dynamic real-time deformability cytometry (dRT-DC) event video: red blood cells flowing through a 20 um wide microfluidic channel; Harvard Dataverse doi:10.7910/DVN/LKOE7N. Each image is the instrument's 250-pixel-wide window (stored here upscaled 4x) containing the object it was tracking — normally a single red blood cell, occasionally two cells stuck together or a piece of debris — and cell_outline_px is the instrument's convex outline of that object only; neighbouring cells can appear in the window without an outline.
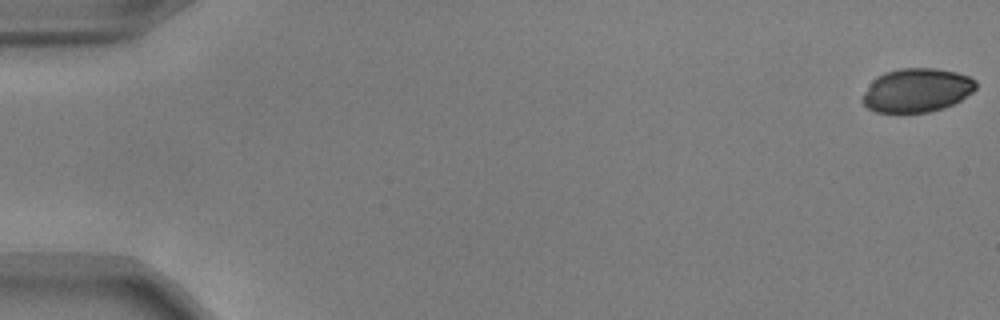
{"species": "common noctule bat (a hibernating species)", "species_latin": "Nyctalus noctula", "temperature_condition": "warm", "stored_images_in_passage": 54, "camera_frame_rate_fps": 3000, "um_per_image_px": 0.085, "animal": {"sex": "male", "body_mass_g": 17.9, "forearm_length_mm": 54.2}, "frame": {"image": 1, "passage_image": 1, "time_ms": 0.0, "image_size_px": [1000, 320], "cell_outline_px": [[976, 88], [972, 92], [960, 100], [944, 108], [928, 112], [876, 112], [868, 108], [860, 100], [864, 92], [872, 80], [876, 76], [884, 72], [900, 68], [936, 68], [956, 72], [968, 76], [976, 80]], "centroid_in_image_um": [77.9, 7.66], "position_along_channel_um": 7.1, "area_um2": 29.02}}
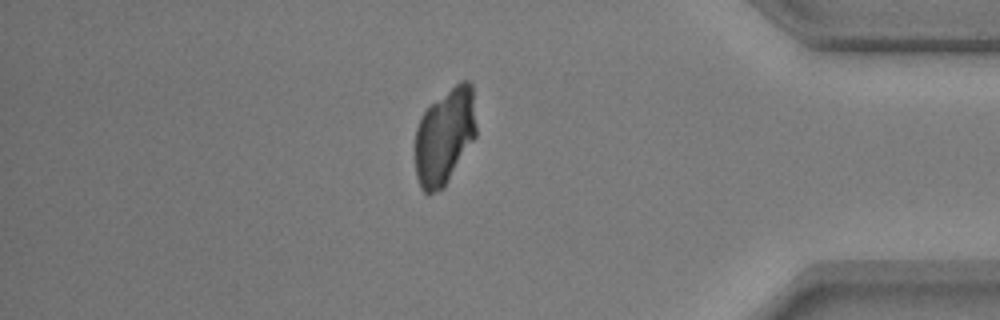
{"frame": {"image": 2, "passage_image": 46, "time_ms": 15.0, "image_size_px": [1000, 320], "cell_outline_px": [[476, 136], [444, 188], [428, 196], [420, 188], [416, 176], [416, 128], [420, 116], [432, 104], [460, 80], [468, 80], [472, 84], [476, 128]], "centroid_in_image_um": [37.8, 11.62], "position_along_channel_um": 397.4, "area_um2": 34.28}}
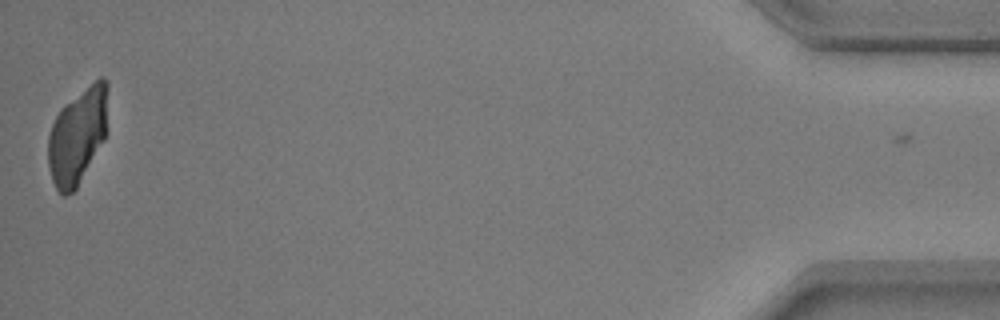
{"frame": {"image": 3, "passage_image": 53, "time_ms": 17.333, "image_size_px": [1000, 320], "cell_outline_px": [[108, 128], [104, 140], [76, 188], [72, 192], [64, 196], [60, 196], [52, 180], [48, 164], [48, 136], [52, 124], [56, 116], [68, 104], [100, 76], [104, 76], [108, 80]], "centroid_in_image_um": [6.63, 11.56], "position_along_channel_um": 428.6, "area_um2": 33.23}}